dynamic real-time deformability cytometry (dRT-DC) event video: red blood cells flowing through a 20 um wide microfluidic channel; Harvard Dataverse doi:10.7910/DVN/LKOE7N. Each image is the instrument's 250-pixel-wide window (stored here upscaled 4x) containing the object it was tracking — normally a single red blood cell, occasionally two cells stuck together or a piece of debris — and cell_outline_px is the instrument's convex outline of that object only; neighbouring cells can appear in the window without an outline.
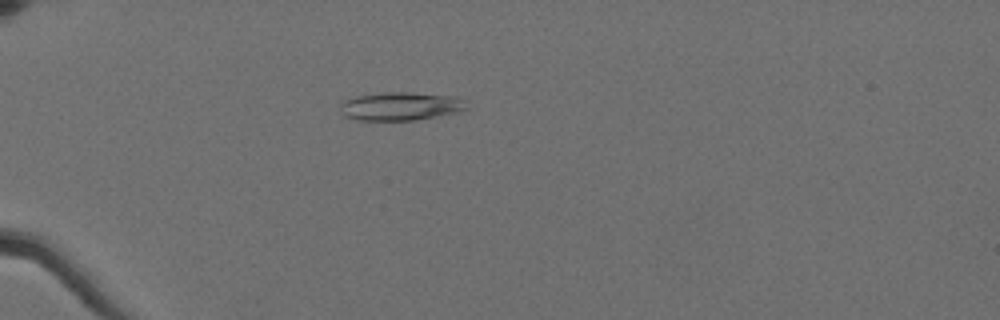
{"species": "Egyptian fruit bat (a non-hibernating species)", "species_latin": "Rousettus aegyptiacus", "temperature_condition": "cold", "stored_images_in_passage": 59, "camera_frame_rate_fps": 3000, "um_per_image_px": 0.085, "animal": {"sex": "female"}, "frame": {"image": 1, "passage_image": 19, "time_ms": 6.0, "image_size_px": [1000, 320], "cell_outline_px": [[468, 108], [456, 112], [416, 120], [356, 120], [344, 116], [340, 104], [344, 100], [356, 96], [384, 92], [412, 92], [456, 96], [464, 100]], "centroid_in_image_um": [34.05, 9.02], "position_along_channel_um": 50.9, "area_um2": 20.87}}
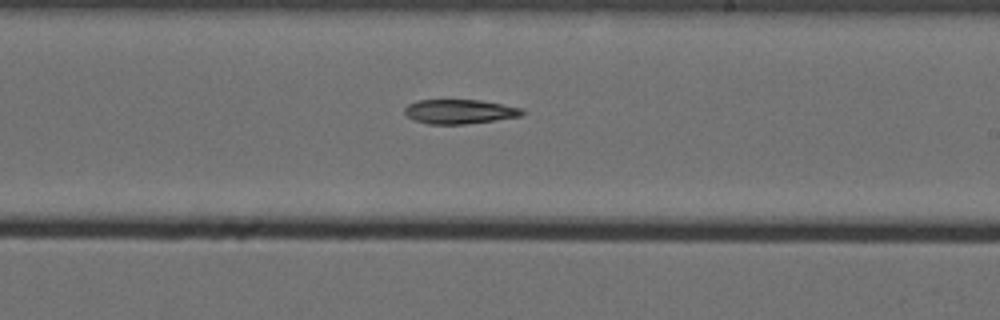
{"frame": {"image": 2, "passage_image": 38, "time_ms": 12.333, "image_size_px": [1000, 320], "cell_outline_px": [[524, 116], [496, 120], [464, 124], [428, 124], [412, 120], [404, 112], [404, 108], [408, 104], [420, 100], [480, 100], [524, 108]], "centroid_in_image_um": [39.09, 9.49], "position_along_channel_um": 249.9, "area_um2": 16.82}}
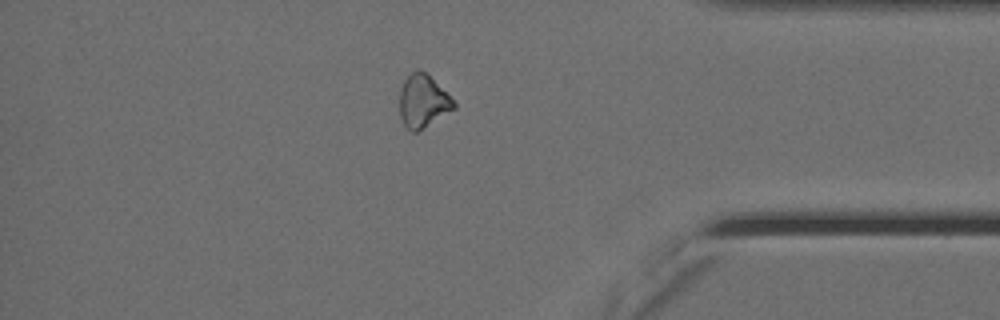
{"frame": {"image": 3, "passage_image": 52, "time_ms": 17.0, "image_size_px": [1000, 320], "cell_outline_px": [[456, 108], [416, 132], [412, 132], [404, 124], [400, 116], [400, 88], [404, 80], [416, 68], [424, 72], [456, 104]], "centroid_in_image_um": [35.91, 8.62], "position_along_channel_um": 399.3, "area_um2": 16.13}}